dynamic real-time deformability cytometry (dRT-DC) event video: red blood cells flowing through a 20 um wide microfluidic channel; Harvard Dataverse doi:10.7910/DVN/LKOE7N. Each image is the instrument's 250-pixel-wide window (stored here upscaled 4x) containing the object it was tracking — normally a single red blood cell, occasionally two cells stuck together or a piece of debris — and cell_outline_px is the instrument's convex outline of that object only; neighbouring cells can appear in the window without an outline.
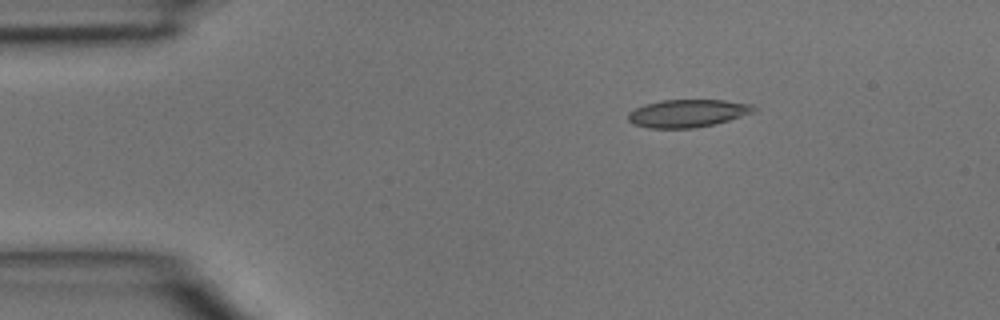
{"species": "common noctule bat (a hibernating species)", "species_latin": "Nyctalus noctula", "temperature_condition": "room temperature", "stored_images_in_passage": 3, "camera_frame_rate_fps": 3000, "um_per_image_px": 0.085, "animal": {"sex": "male", "body_mass_g": 15.6}, "frame": {"image": 1, "passage_image": 3, "time_ms": 0.667, "image_size_px": [1000, 320], "cell_outline_px": [[756, 112], [728, 120], [712, 124], [692, 128], [648, 128], [632, 124], [628, 120], [628, 112], [644, 104], [660, 100], [724, 100], [752, 104], [756, 108]], "centroid_in_image_um": [58.43, 9.62], "position_along_channel_um": 26.6, "area_um2": 20.35}}